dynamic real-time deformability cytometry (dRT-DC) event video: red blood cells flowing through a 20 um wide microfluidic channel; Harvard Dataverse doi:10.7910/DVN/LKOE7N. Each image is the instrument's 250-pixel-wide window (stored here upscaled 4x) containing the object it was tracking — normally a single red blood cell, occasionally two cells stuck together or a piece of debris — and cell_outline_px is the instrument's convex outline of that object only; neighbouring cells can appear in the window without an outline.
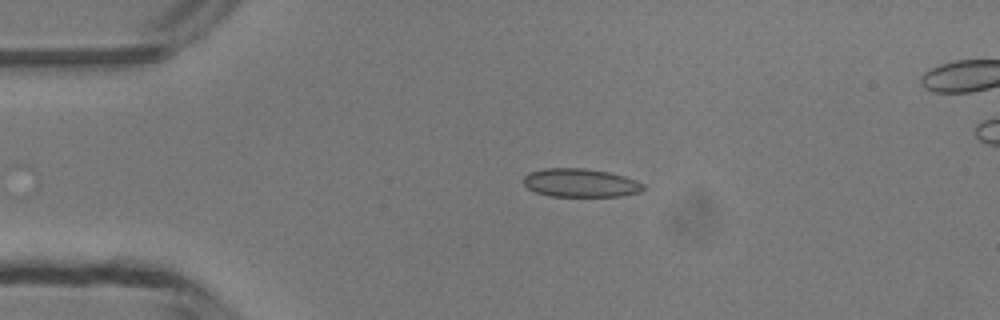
{"species": "common noctule bat (a hibernating species)", "species_latin": "Nyctalus noctula", "temperature_condition": "room temperature", "stored_images_in_passage": 3, "camera_frame_rate_fps": 3000, "um_per_image_px": 0.085, "animal": {"sex": "male", "body_mass_g": 13.3}, "frame": {"image": 1, "passage_image": 3, "time_ms": 2.333, "image_size_px": [1000, 320], "cell_outline_px": [[644, 188], [640, 192], [620, 196], [552, 196], [536, 192], [528, 188], [524, 184], [524, 176], [528, 172], [544, 168], [584, 168], [608, 172], [624, 176], [636, 180], [644, 184]], "centroid_in_image_um": [49.33, 15.54], "position_along_channel_um": 35.7, "area_um2": 19.83}}